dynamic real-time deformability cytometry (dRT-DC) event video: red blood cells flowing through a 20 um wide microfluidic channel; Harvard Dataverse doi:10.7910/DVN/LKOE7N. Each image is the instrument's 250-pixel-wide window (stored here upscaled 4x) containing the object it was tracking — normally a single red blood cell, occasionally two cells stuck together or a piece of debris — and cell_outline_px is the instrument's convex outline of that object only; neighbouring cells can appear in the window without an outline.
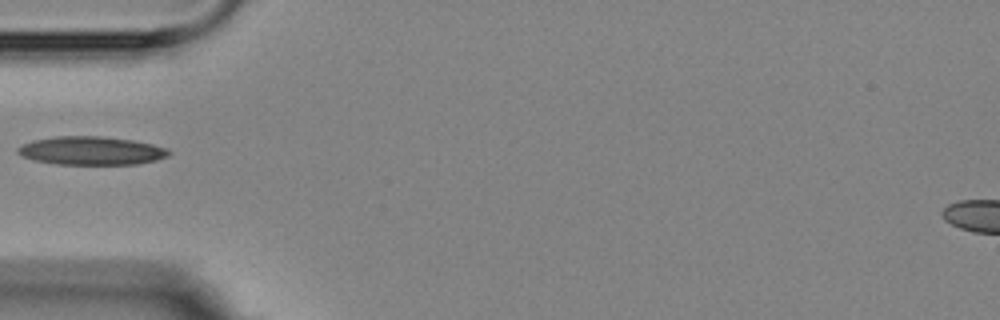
{"species": "Egyptian fruit bat (a non-hibernating species)", "species_latin": "Rousettus aegyptiacus", "temperature_condition": "room temperature", "stored_images_in_passage": 3, "camera_frame_rate_fps": 3000, "um_per_image_px": 0.085, "animal": {"sex": "female"}, "frame": {"image": 1, "passage_image": 3, "time_ms": 2.333, "image_size_px": [1000, 320], "cell_outline_px": [[172, 152], [168, 156], [156, 160], [136, 164], [56, 164], [32, 160], [20, 156], [16, 152], [16, 148], [32, 140], [56, 136], [100, 136], [132, 140], [152, 144], [164, 148]], "centroid_in_image_um": [7.71, 12.81], "position_along_channel_um": 77.3, "area_um2": 25.03}}